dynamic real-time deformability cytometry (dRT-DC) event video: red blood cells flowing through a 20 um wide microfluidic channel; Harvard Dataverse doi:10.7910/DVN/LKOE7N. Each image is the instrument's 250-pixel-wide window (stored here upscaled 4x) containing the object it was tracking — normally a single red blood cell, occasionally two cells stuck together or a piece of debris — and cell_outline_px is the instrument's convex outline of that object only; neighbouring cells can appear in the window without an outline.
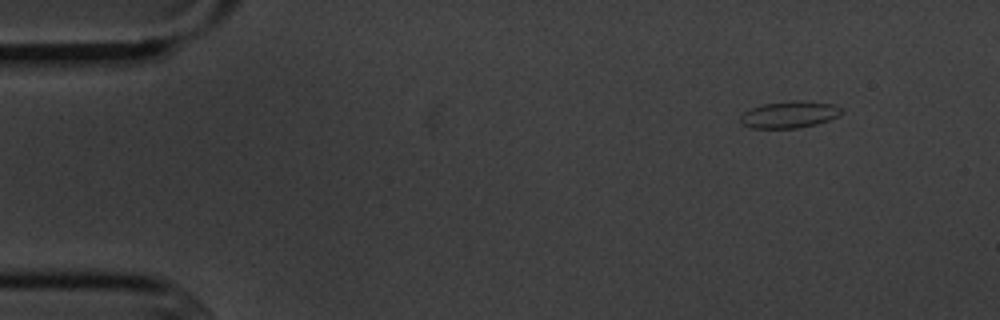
{"species": "common noctule bat (a hibernating species)", "species_latin": "Nyctalus noctula", "temperature_condition": "cold", "stored_images_in_passage": 5, "camera_frame_rate_fps": 3000, "um_per_image_px": 0.085, "animal": {"sex": "male", "body_mass_g": 20.1, "forearm_length_mm": 53.5}, "frame": {"image": 1, "passage_image": 1, "time_ms": 0.0, "image_size_px": [1000, 320], "cell_outline_px": [[844, 112], [840, 116], [816, 124], [796, 128], [752, 128], [744, 124], [740, 120], [740, 116], [744, 112], [760, 104], [792, 100], [804, 100], [832, 104], [840, 108]], "centroid_in_image_um": [67.12, 9.72], "position_along_channel_um": 17.9, "area_um2": 15.84}}
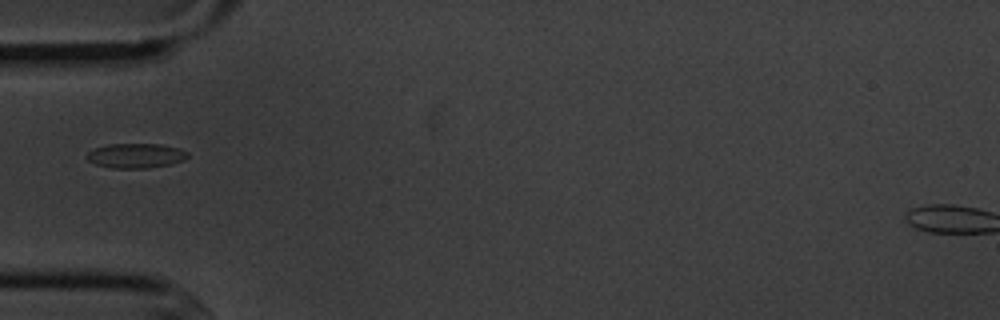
{"frame": {"image": 2, "passage_image": 4, "time_ms": 4.0, "image_size_px": [1000, 320], "cell_outline_px": [[188, 156], [184, 160], [172, 164], [148, 168], [112, 168], [96, 164], [88, 160], [88, 152], [96, 148], [108, 144], [160, 144], [180, 148], [188, 152]], "centroid_in_image_um": [11.59, 13.23], "position_along_channel_um": 73.4, "area_um2": 14.45}}
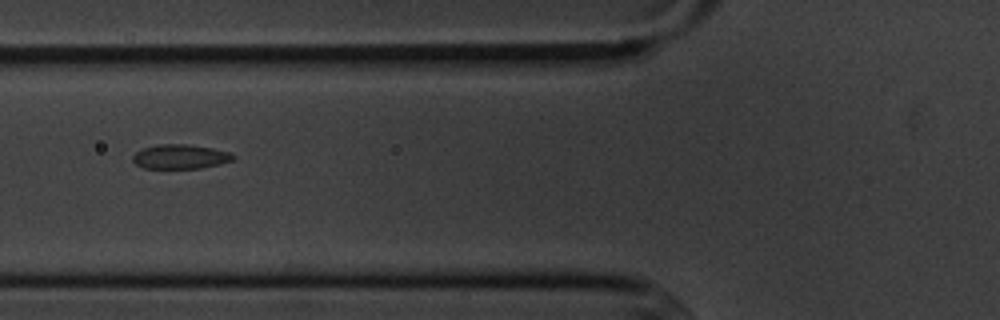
{"frame": {"image": 3, "passage_image": 5, "time_ms": 5.0, "image_size_px": [1000, 320], "cell_outline_px": [[236, 156], [232, 160], [220, 164], [200, 168], [144, 168], [136, 164], [132, 160], [132, 156], [136, 152], [144, 148], [156, 144], [188, 144], [212, 148], [232, 152]], "centroid_in_image_um": [15.34, 13.31], "position_along_channel_um": 110.5, "area_um2": 14.33}}